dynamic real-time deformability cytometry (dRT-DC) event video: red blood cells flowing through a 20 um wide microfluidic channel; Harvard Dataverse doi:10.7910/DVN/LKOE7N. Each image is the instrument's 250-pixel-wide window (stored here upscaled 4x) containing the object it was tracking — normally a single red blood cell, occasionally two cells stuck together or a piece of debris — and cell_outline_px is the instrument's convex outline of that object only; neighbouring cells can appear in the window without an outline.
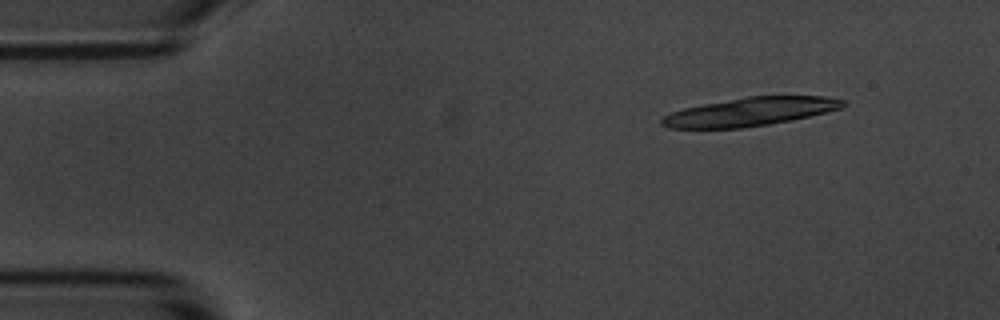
{"species": "common noctule bat (a hibernating species)", "species_latin": "Nyctalus noctula", "temperature_condition": "room temperature", "stored_images_in_passage": 9, "camera_frame_rate_fps": 3000, "um_per_image_px": 0.085, "animal": {"sex": "male", "body_mass_g": 20.1, "forearm_length_mm": 53.5}, "frame": {"image": 1, "passage_image": 1, "time_ms": 0.0, "image_size_px": [1000, 320], "cell_outline_px": [[848, 104], [840, 108], [792, 120], [768, 124], [740, 128], [668, 128], [660, 124], [660, 120], [664, 116], [672, 112], [684, 108], [704, 104], [748, 96], [828, 96], [844, 100]], "centroid_in_image_um": [63.76, 9.49], "position_along_channel_um": 21.2, "area_um2": 29.77}}